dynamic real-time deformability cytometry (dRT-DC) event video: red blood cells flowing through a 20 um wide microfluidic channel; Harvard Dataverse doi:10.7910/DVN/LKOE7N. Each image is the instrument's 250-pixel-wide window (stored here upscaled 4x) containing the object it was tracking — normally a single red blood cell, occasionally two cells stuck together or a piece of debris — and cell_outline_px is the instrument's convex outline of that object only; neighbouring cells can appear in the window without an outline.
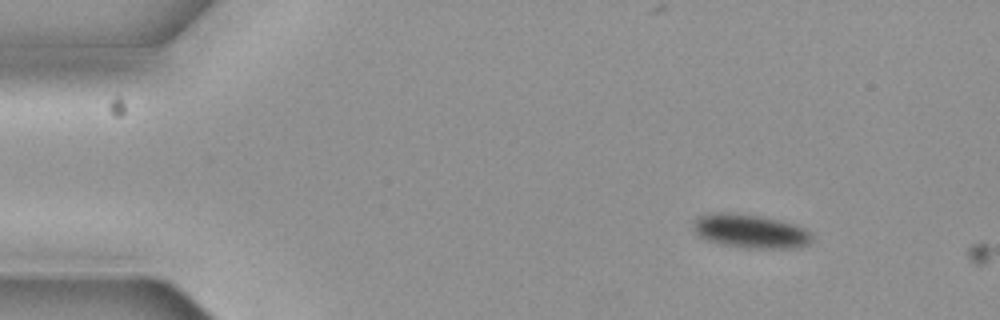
{"species": "common noctule bat (a hibernating species)", "species_latin": "Nyctalus noctula", "temperature_condition": "cold", "stored_images_in_passage": 2, "camera_frame_rate_fps": 3000, "um_per_image_px": 0.085, "animal": {"sex": "female", "body_mass_g": 19.3, "forearm_length_mm": 54.1}, "frame": {"image": 1, "passage_image": 1, "time_ms": 0.0, "image_size_px": [1000, 320], "cell_outline_px": [[812, 240], [808, 244], [800, 248], [744, 248], [720, 244], [704, 240], [696, 236], [692, 228], [692, 224], [700, 216], [712, 212], [756, 216], [776, 220], [792, 224], [804, 228], [812, 236]], "centroid_in_image_um": [63.73, 19.69], "position_along_channel_um": 21.3, "area_um2": 23.18}}